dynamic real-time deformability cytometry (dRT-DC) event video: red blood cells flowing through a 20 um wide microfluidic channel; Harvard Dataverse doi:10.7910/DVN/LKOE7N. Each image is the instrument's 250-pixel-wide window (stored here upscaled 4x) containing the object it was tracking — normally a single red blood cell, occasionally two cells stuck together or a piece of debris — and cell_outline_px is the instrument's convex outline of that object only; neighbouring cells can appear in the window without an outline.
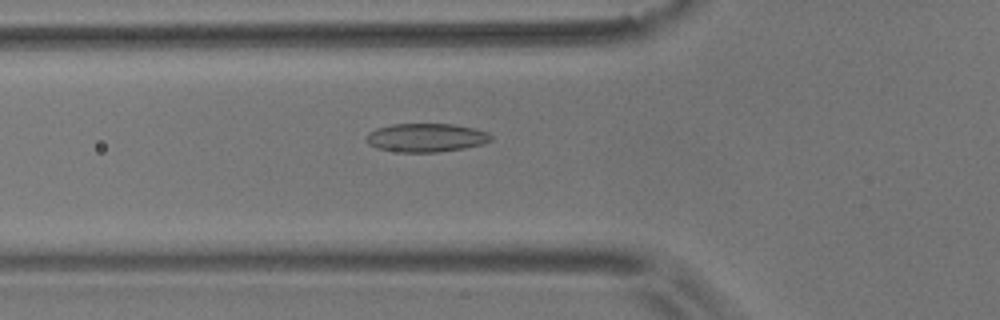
{"species": "common noctule bat (a hibernating species)", "species_latin": "Nyctalus noctula", "temperature_condition": "room temperature", "stored_images_in_passage": 44, "camera_frame_rate_fps": 3000, "um_per_image_px": 0.085, "animal": {"sex": "male", "body_mass_g": 17.9}, "frame": {"image": 1, "passage_image": 8, "time_ms": 2.333, "image_size_px": [1000, 320], "cell_outline_px": [[492, 140], [484, 144], [464, 148], [436, 152], [404, 152], [376, 148], [368, 144], [368, 132], [376, 128], [392, 124], [452, 124], [476, 128], [488, 132], [492, 136]], "centroid_in_image_um": [36.26, 11.69], "position_along_channel_um": 89.5, "area_um2": 20.75}}
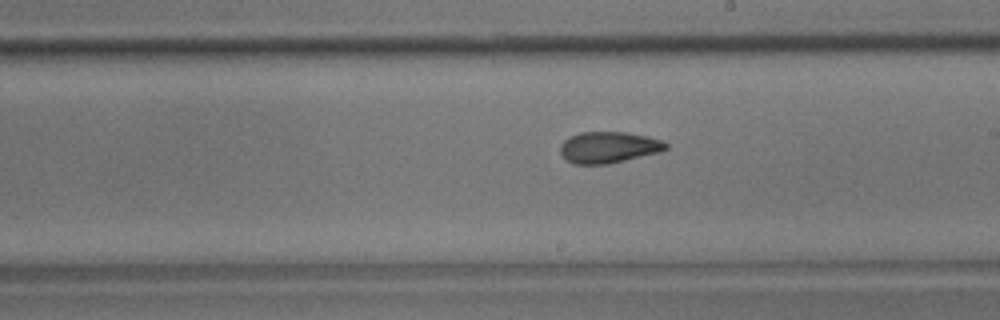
{"frame": {"image": 2, "passage_image": 20, "time_ms": 6.333, "image_size_px": [1000, 320], "cell_outline_px": [[668, 148], [660, 152], [608, 164], [572, 164], [560, 152], [560, 144], [564, 140], [580, 132], [624, 132], [648, 136], [660, 140], [668, 144]], "centroid_in_image_um": [51.73, 12.52], "position_along_channel_um": 237.3, "area_um2": 19.19}}
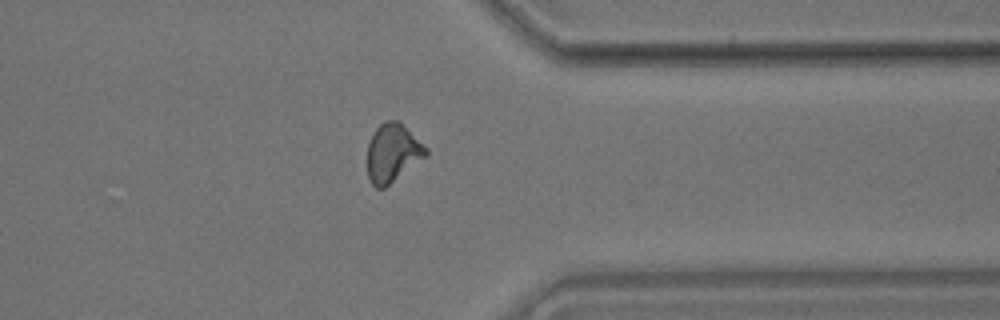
{"frame": {"image": 3, "passage_image": 32, "time_ms": 10.333, "image_size_px": [1000, 320], "cell_outline_px": [[428, 156], [384, 188], [376, 188], [372, 184], [368, 176], [368, 144], [376, 128], [384, 120], [400, 120], [428, 148]], "centroid_in_image_um": [33.41, 12.98], "position_along_channel_um": 378.0, "area_um2": 20.11}, "authors_computed_cell_mechanics": {"area_um2": 19.5364, "velocity_mm_per_s": 3.6763, "shape_relaxation_time_tau1_ms": 9.4382, "shape_relaxation_time_tau2_ms": 2.1634, "deformation_change_tau1": 0.1838, "deformation_change_tau2": 0.084}}